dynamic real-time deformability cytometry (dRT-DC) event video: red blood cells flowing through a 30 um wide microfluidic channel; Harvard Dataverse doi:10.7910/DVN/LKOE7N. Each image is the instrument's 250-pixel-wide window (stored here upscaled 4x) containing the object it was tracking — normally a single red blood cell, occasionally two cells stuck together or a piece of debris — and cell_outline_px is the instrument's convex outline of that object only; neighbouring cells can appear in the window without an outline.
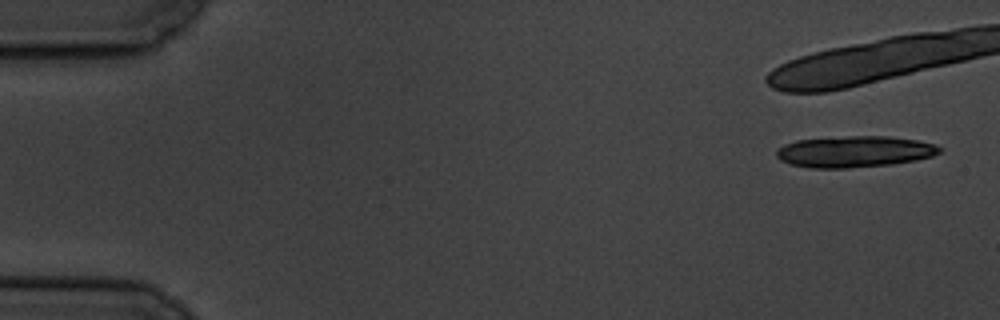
{"species": "common noctule bat (a hibernating species)", "species_latin": "Nyctalus noctula", "temperature_condition": "cold", "stored_images_in_passage": 7, "camera_frame_rate_fps": 3000, "um_per_image_px": 0.085, "animal": {"sex": "male", "body_mass_g": 19.5, "forearm_length_mm": 54.6}, "frame": {"image": 1, "passage_image": 1, "time_ms": 0.0, "image_size_px": [1000, 320], "cell_outline_px": [[944, 148], [940, 152], [932, 156], [916, 160], [892, 164], [848, 168], [812, 168], [792, 164], [780, 160], [776, 156], [776, 152], [784, 144], [796, 140], [848, 136], [888, 136], [916, 140], [936, 144]], "centroid_in_image_um": [72.66, 12.88], "position_along_channel_um": 12.3, "area_um2": 29.77}}